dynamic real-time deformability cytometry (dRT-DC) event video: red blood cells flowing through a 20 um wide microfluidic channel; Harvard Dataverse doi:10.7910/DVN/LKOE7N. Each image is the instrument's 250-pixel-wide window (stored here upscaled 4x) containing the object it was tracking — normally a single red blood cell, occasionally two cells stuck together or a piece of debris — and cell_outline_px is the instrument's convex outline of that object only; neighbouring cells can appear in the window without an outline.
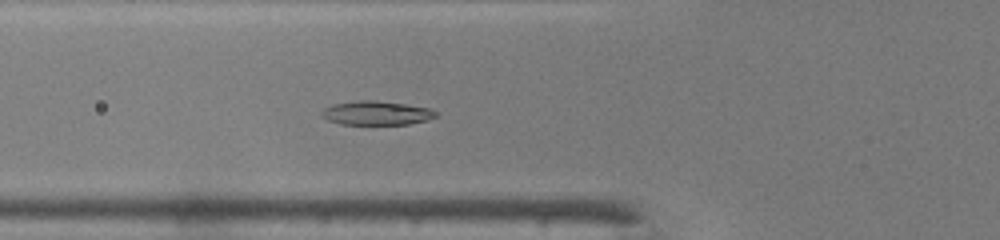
{"species": "common noctule bat (a hibernating species)", "species_latin": "Nyctalus noctula", "temperature_condition": "warm", "stored_images_in_passage": 46, "camera_frame_rate_fps": 3000, "um_per_image_px": 0.085, "animal": {"sex": "male", "body_mass_g": 19.0, "forearm_length_mm": 50.8}, "frame": {"image": 1, "passage_image": 16, "time_ms": 5.0, "image_size_px": [1000, 240], "cell_outline_px": [[436, 116], [428, 120], [408, 124], [340, 124], [328, 120], [320, 116], [320, 112], [324, 108], [332, 104], [360, 100], [376, 100], [432, 108], [436, 112]], "centroid_in_image_um": [31.97, 9.6], "position_along_channel_um": 93.8, "area_um2": 16.01}}
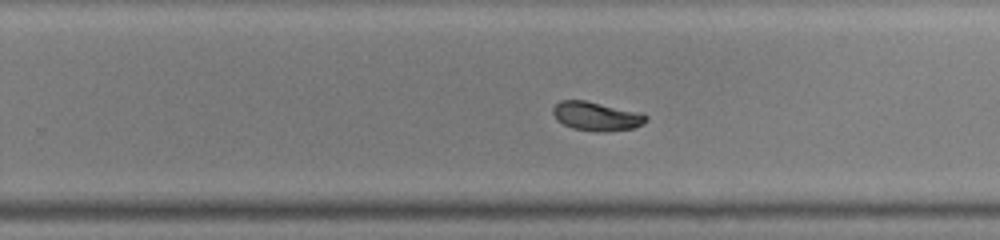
{"frame": {"image": 2, "passage_image": 29, "time_ms": 9.333, "image_size_px": [1000, 240], "cell_outline_px": [[648, 120], [632, 128], [604, 132], [596, 132], [572, 128], [556, 120], [552, 112], [552, 108], [560, 100], [584, 100], [640, 112], [648, 116]], "centroid_in_image_um": [50.67, 9.88], "position_along_channel_um": 279.1, "area_um2": 15.66}}
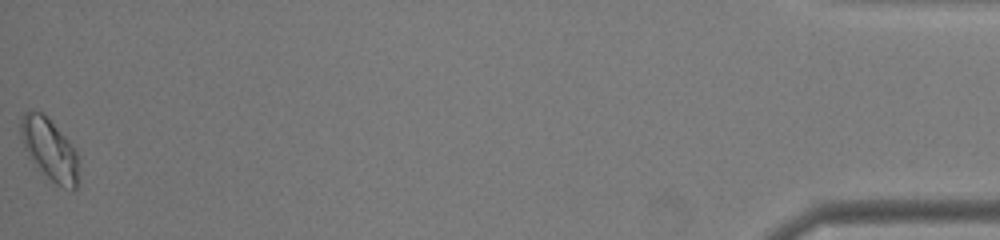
{"frame": {"image": 3, "passage_image": 46, "time_ms": 15.0, "image_size_px": [1000, 240], "cell_outline_px": [[76, 188], [64, 188], [56, 184], [44, 172], [24, 148], [20, 132], [20, 116], [24, 112], [40, 112], [48, 116], [68, 140], [76, 152]], "centroid_in_image_um": [4.17, 12.61], "position_along_channel_um": 431.0, "area_um2": 19.88}, "authors_computed_cell_mechanics": {"area_um2": 16.473, "velocity_mm_per_s": 4.2851, "shape_relaxation_time_tau1_ms": 3.2711, "shape_relaxation_time_tau2_ms": 2.1458, "deformation_change_tau1": 0.1457, "deformation_change_tau2": 0.0343}}